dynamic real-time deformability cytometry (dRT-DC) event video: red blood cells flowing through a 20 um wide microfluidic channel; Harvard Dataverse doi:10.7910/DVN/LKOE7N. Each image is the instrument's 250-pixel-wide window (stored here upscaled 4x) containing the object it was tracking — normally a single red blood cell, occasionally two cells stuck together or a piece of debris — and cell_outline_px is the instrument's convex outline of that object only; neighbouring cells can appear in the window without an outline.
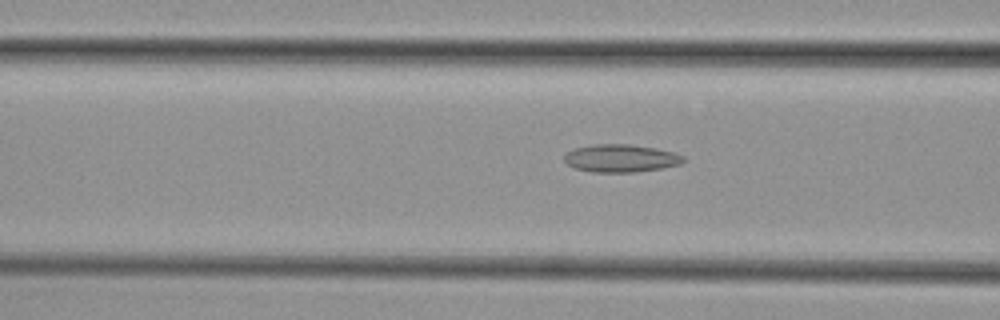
{"species": "common noctule bat (a hibernating species)", "species_latin": "Nyctalus noctula", "temperature_condition": "cold", "stored_images_in_passage": 39, "camera_frame_rate_fps": 3000, "um_per_image_px": 0.085, "animal": {"sex": "female", "body_mass_g": 29.2, "forearm_length_mm": 56.3}, "frame": {"image": 1, "passage_image": 13, "time_ms": 4.0, "image_size_px": [1000, 320], "cell_outline_px": [[684, 160], [680, 164], [664, 168], [636, 172], [592, 172], [576, 168], [568, 164], [564, 160], [564, 156], [568, 152], [576, 148], [596, 144], [628, 144], [656, 148], [672, 152], [684, 156]], "centroid_in_image_um": [52.79, 13.46], "position_along_channel_um": 113.8, "area_um2": 19.13}}
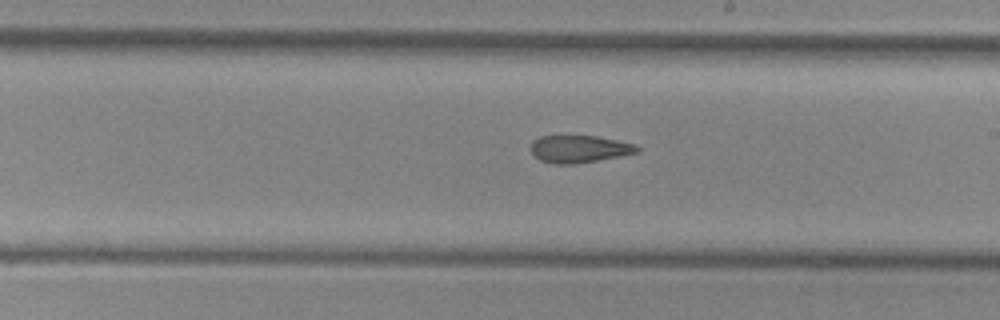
{"frame": {"image": 2, "passage_image": 23, "time_ms": 7.333, "image_size_px": [1000, 320], "cell_outline_px": [[640, 152], [620, 156], [576, 164], [552, 164], [540, 160], [532, 152], [532, 140], [540, 136], [596, 136], [636, 144], [640, 148]], "centroid_in_image_um": [49.26, 12.67], "position_along_channel_um": 239.7, "area_um2": 16.94}}
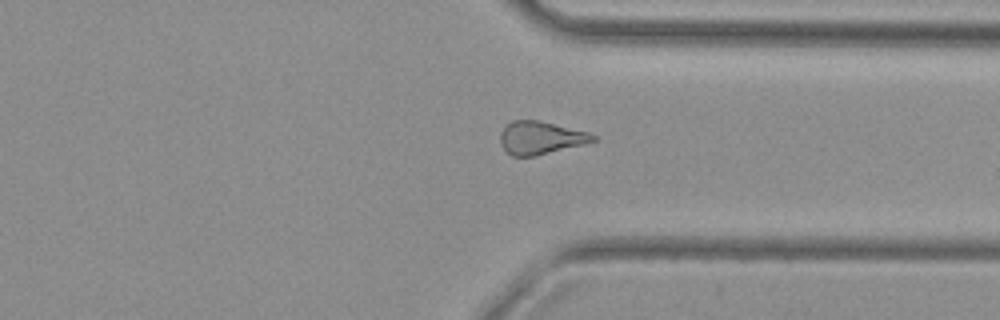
{"frame": {"image": 3, "passage_image": 33, "time_ms": 10.667, "image_size_px": [1000, 320], "cell_outline_px": [[596, 140], [584, 144], [536, 156], [512, 156], [500, 144], [500, 132], [512, 120], [536, 120], [588, 132], [596, 136]], "centroid_in_image_um": [45.93, 11.72], "position_along_channel_um": 365.5, "area_um2": 17.57}}